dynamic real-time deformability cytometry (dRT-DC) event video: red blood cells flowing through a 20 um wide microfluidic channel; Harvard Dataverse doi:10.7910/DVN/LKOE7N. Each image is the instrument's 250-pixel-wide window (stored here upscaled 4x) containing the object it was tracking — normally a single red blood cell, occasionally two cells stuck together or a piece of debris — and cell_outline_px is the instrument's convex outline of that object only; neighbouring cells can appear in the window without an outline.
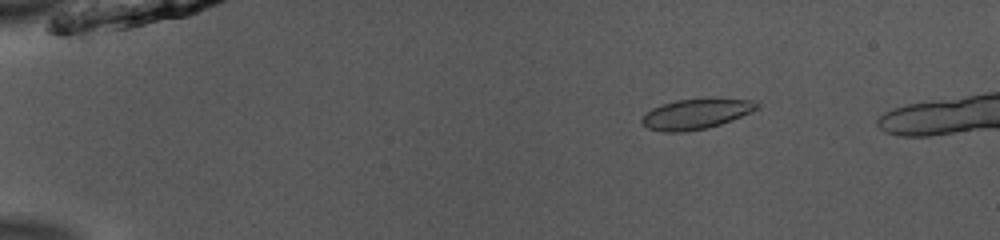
{"species": "common noctule bat (a hibernating species)", "species_latin": "Nyctalus noctula", "temperature_condition": "room temperature", "stored_images_in_passage": 50, "camera_frame_rate_fps": 3000, "um_per_image_px": 0.085, "animal": {"sex": "male", "body_mass_g": 13.0, "forearm_length_mm": 53.1}, "frame": {"image": 1, "passage_image": 9, "time_ms": 2.667, "image_size_px": [1000, 240], "cell_outline_px": [[760, 108], [732, 120], [708, 128], [684, 132], [664, 132], [648, 128], [640, 120], [652, 108], [676, 100], [756, 100], [760, 104]], "centroid_in_image_um": [59.17, 9.71], "position_along_channel_um": 25.8, "area_um2": 19.71}}
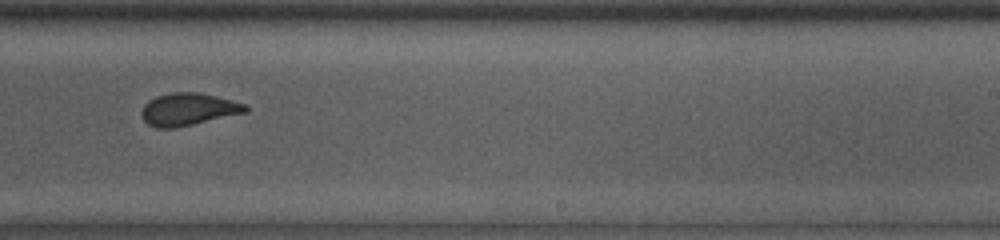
{"frame": {"image": 2, "passage_image": 34, "time_ms": 11.0, "image_size_px": [1000, 240], "cell_outline_px": [[248, 112], [192, 124], [172, 128], [160, 128], [148, 124], [144, 120], [140, 112], [144, 104], [148, 100], [156, 96], [172, 92], [200, 92], [232, 100], [244, 104], [248, 108]], "centroid_in_image_um": [15.98, 9.27], "position_along_channel_um": 273.0, "area_um2": 19.54}}
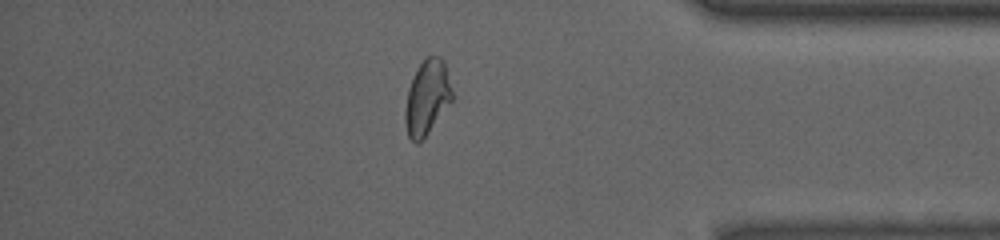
{"frame": {"image": 3, "passage_image": 45, "time_ms": 14.667, "image_size_px": [1000, 240], "cell_outline_px": [[452, 100], [424, 140], [416, 144], [408, 136], [404, 124], [404, 112], [408, 88], [416, 68], [424, 56], [440, 56], [444, 60], [452, 92]], "centroid_in_image_um": [36.27, 8.3], "position_along_channel_um": 398.9, "area_um2": 20.81}}